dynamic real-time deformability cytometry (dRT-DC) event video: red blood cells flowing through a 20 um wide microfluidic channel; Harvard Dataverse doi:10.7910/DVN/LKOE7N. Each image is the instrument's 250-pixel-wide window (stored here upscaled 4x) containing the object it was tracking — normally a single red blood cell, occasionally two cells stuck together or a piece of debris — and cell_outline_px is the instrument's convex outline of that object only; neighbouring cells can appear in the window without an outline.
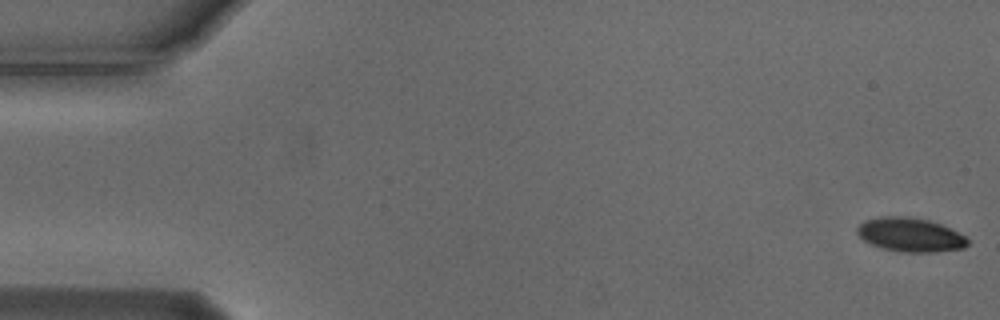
{"species": "Egyptian fruit bat (a non-hibernating species)", "species_latin": "Rousettus aegyptiacus", "temperature_condition": "cold", "stored_images_in_passage": 55, "camera_frame_rate_fps": 3000, "um_per_image_px": 0.085, "animal": {"sex": "male"}, "frame": {"image": 1, "passage_image": 1, "time_ms": 0.0, "image_size_px": [1000, 320], "cell_outline_px": [[968, 244], [964, 248], [936, 252], [900, 252], [884, 248], [872, 244], [864, 240], [856, 232], [856, 228], [864, 220], [880, 216], [908, 216], [928, 220], [940, 224], [964, 236], [968, 240]], "centroid_in_image_um": [77.34, 19.95], "position_along_channel_um": 7.7, "area_um2": 21.73}}
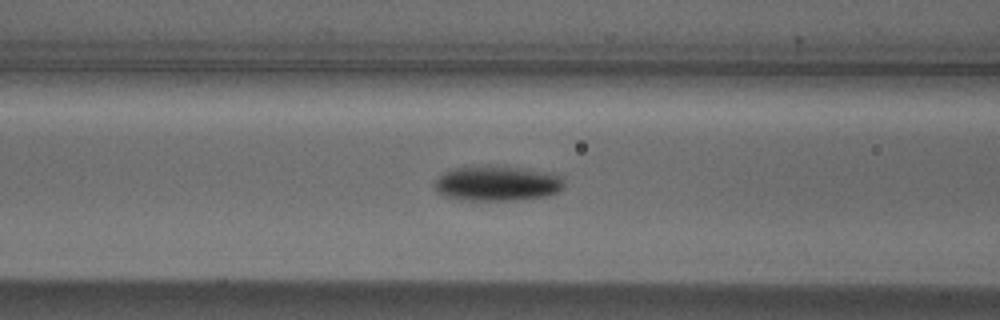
{"frame": {"image": 2, "passage_image": 22, "time_ms": 7.0, "image_size_px": [1000, 320], "cell_outline_px": [[564, 188], [560, 192], [548, 196], [524, 200], [460, 200], [444, 196], [436, 192], [432, 184], [444, 172], [452, 168], [496, 164], [544, 172], [564, 176]], "centroid_in_image_um": [42.26, 15.59], "position_along_channel_um": 124.3, "area_um2": 27.22}}
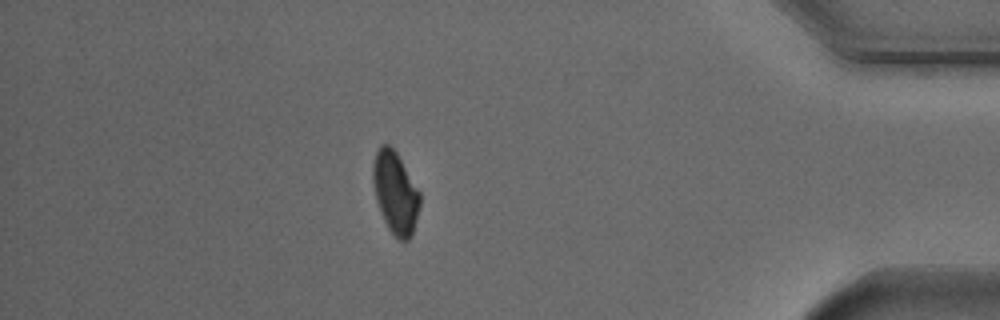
{"frame": {"image": 3, "passage_image": 48, "time_ms": 15.667, "image_size_px": [1000, 320], "cell_outline_px": [[420, 204], [412, 236], [408, 240], [400, 240], [388, 228], [384, 220], [376, 200], [372, 180], [372, 164], [376, 152], [380, 144], [388, 144], [396, 152], [420, 192]], "centroid_in_image_um": [33.59, 16.36], "position_along_channel_um": 401.6, "area_um2": 22.31}, "authors_computed_cell_mechanics": {"area_um2": 23.12, "velocity_mm_per_s": 3.7135, "shape_relaxation_time_tau1_ms": 1.796, "shape_relaxation_time_tau2_ms": null, "deformation_change_tau1": 0.112, "deformation_change_tau2": null}}